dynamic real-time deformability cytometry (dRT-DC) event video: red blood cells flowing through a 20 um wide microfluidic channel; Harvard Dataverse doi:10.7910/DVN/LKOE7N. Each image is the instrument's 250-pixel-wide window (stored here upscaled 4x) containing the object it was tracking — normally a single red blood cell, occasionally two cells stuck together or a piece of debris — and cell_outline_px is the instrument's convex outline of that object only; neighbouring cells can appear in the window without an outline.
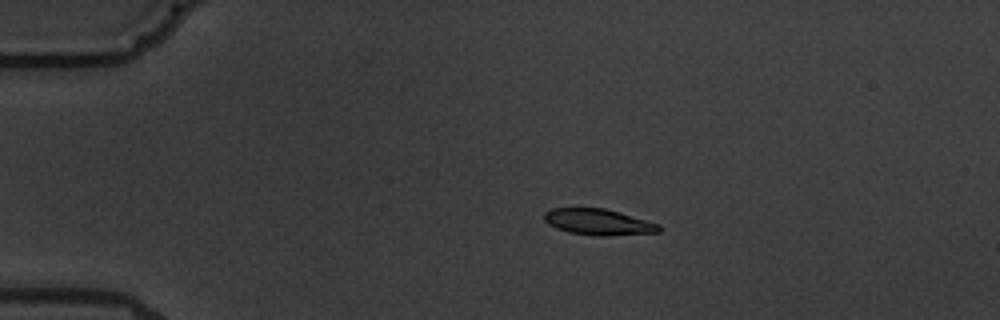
{"species": "common noctule bat (a hibernating species)", "species_latin": "Nyctalus noctula", "temperature_condition": "warm", "stored_images_in_passage": 2, "camera_frame_rate_fps": 3000, "um_per_image_px": 0.085, "animal": {"sex": "male", "body_mass_g": 19.5, "forearm_length_mm": 54.6}, "frame": {"image": 1, "passage_image": 1, "time_ms": 0.0, "image_size_px": [1000, 320], "cell_outline_px": [[660, 232], [608, 236], [596, 236], [568, 232], [556, 228], [548, 224], [544, 220], [544, 212], [552, 208], [604, 208], [620, 212], [660, 224]], "centroid_in_image_um": [50.85, 18.87], "position_along_channel_um": 34.1, "area_um2": 17.57}}